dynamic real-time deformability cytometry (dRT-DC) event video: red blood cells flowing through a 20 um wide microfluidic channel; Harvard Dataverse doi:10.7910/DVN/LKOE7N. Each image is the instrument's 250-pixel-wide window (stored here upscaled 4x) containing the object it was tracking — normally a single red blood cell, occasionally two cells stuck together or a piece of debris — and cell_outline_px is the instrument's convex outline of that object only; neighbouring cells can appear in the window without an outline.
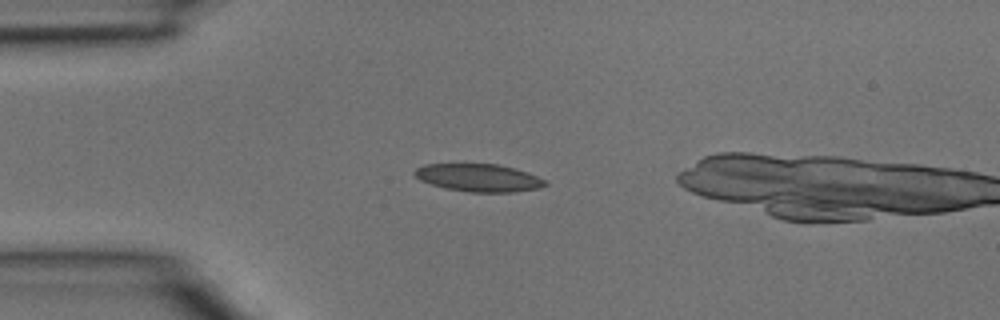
{"species": "common noctule bat (a hibernating species)", "species_latin": "Nyctalus noctula", "temperature_condition": "room temperature", "stored_images_in_passage": 3, "camera_frame_rate_fps": 3000, "um_per_image_px": 0.085, "animal": {"sex": "male", "body_mass_g": 15.6}, "frame": {"image": 1, "passage_image": 2, "time_ms": 0.333, "image_size_px": [1000, 320], "cell_outline_px": [[548, 184], [536, 188], [516, 192], [468, 192], [444, 188], [420, 180], [412, 172], [416, 168], [424, 164], [500, 164], [516, 168], [528, 172], [548, 180]], "centroid_in_image_um": [40.71, 15.1], "position_along_channel_um": 44.3, "area_um2": 21.27}}